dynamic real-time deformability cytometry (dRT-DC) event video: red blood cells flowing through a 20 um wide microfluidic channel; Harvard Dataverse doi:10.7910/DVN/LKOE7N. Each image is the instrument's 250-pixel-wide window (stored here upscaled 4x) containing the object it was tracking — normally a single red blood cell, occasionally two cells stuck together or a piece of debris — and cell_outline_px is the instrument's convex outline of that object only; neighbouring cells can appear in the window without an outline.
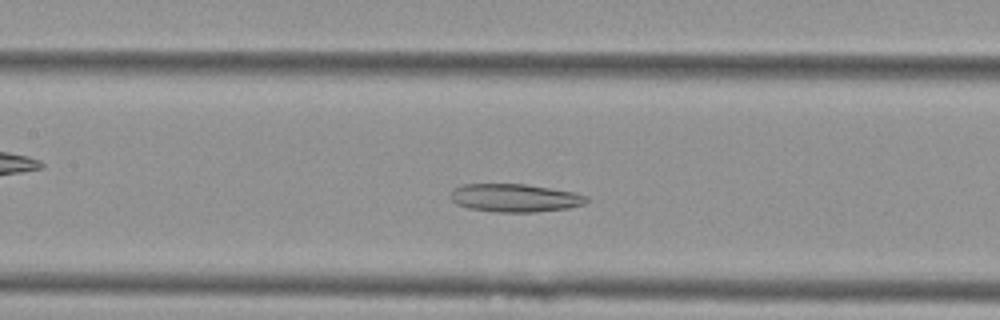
{"species": "Egyptian fruit bat (a non-hibernating species)", "species_latin": "Rousettus aegyptiacus", "temperature_condition": "cold", "stored_images_in_passage": 45, "segment_of_instrument_passage": [1, 2], "camera_frame_rate_fps": 3000, "um_per_image_px": 0.085, "animal": {"sex": "female"}, "frame": {"image": 1, "passage_image": 15, "time_ms": 4.667, "image_size_px": [1000, 320], "cell_outline_px": [[588, 200], [584, 204], [568, 208], [536, 212], [496, 212], [468, 208], [456, 204], [452, 200], [452, 188], [464, 184], [524, 184], [576, 192], [588, 196]], "centroid_in_image_um": [43.78, 16.82], "position_along_channel_um": 163.6, "area_um2": 22.31}}
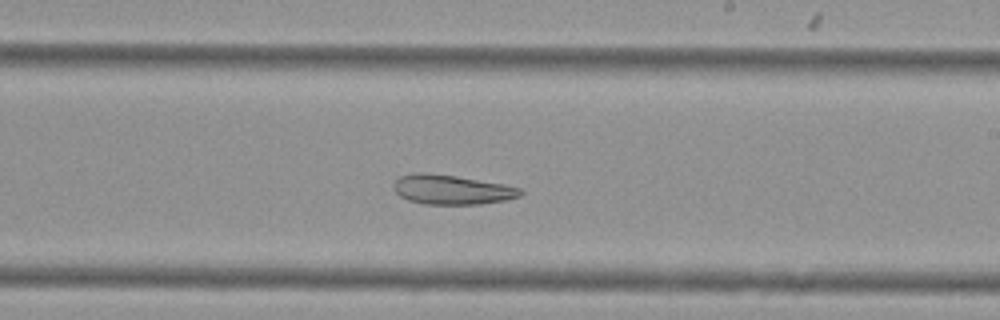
{"frame": {"image": 2, "passage_image": 22, "time_ms": 7.0, "image_size_px": [1000, 320], "cell_outline_px": [[524, 192], [520, 196], [504, 200], [480, 204], [424, 204], [408, 200], [400, 196], [392, 188], [392, 184], [400, 176], [420, 172], [428, 172], [456, 176], [504, 184], [520, 188]], "centroid_in_image_um": [38.38, 16.11], "position_along_channel_um": 250.6, "area_um2": 21.85}}
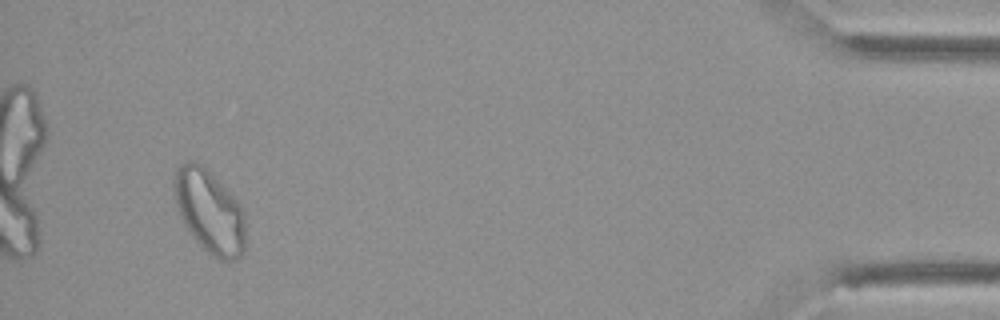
{"frame": {"image": 3, "passage_image": 41, "time_ms": 13.333, "image_size_px": [1000, 320], "cell_outline_px": [[244, 252], [236, 260], [220, 260], [212, 256], [188, 232], [180, 216], [176, 204], [172, 184], [172, 180], [176, 168], [184, 160], [192, 160], [204, 164], [240, 204], [244, 212]], "centroid_in_image_um": [17.77, 17.92], "position_along_channel_um": 417.4, "area_um2": 35.03}}